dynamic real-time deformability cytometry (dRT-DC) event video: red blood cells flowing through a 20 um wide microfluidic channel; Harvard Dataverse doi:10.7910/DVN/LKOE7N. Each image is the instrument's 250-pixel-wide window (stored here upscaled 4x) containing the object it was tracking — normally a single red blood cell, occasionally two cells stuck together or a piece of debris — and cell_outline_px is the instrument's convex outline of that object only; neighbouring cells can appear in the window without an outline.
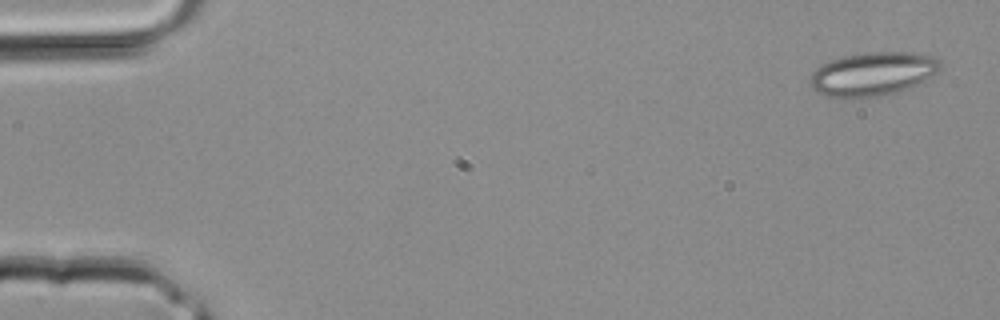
{"species": "common noctule bat (a hibernating species)", "species_latin": "Nyctalus noctula", "temperature_condition": "room temperature", "stored_images_in_passage": 3, "camera_frame_rate_fps": 3000, "um_per_image_px": 0.085, "animal": {"sex": "male", "body_mass_g": 20.4}, "frame": {"image": 1, "passage_image": 1, "time_ms": 0.0, "image_size_px": [1000, 320], "cell_outline_px": [[940, 68], [936, 72], [924, 80], [916, 84], [896, 92], [880, 96], [852, 100], [828, 96], [816, 92], [808, 84], [808, 80], [812, 72], [816, 68], [832, 60], [844, 56], [864, 52], [916, 52], [936, 56], [940, 60]], "centroid_in_image_um": [74.14, 6.29], "position_along_channel_um": 10.9, "area_um2": 33.52}}